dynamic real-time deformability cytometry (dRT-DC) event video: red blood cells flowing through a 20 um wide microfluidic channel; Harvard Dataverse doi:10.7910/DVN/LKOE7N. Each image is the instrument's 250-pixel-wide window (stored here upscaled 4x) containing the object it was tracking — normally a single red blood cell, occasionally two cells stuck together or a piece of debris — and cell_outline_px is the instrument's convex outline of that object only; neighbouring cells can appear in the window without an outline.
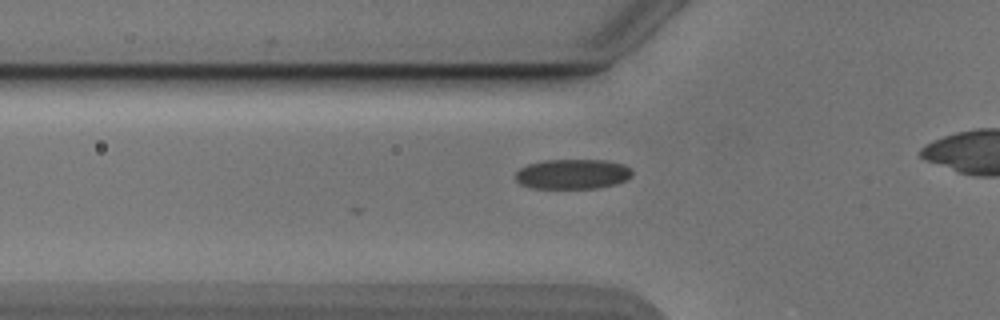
{"species": "Egyptian fruit bat (a non-hibernating species)", "species_latin": "Rousettus aegyptiacus", "temperature_condition": "cold", "stored_images_in_passage": 12, "camera_frame_rate_fps": 3000, "um_per_image_px": 0.085, "animal": {"sex": "male"}, "frame": {"image": 1, "passage_image": 4, "time_ms": 1.0, "image_size_px": [1000, 320], "cell_outline_px": [[632, 176], [616, 184], [596, 188], [532, 188], [520, 184], [516, 180], [516, 172], [520, 168], [528, 164], [544, 160], [608, 160], [624, 164], [632, 168]], "centroid_in_image_um": [48.68, 14.79], "position_along_channel_um": 77.1, "area_um2": 20.46}}
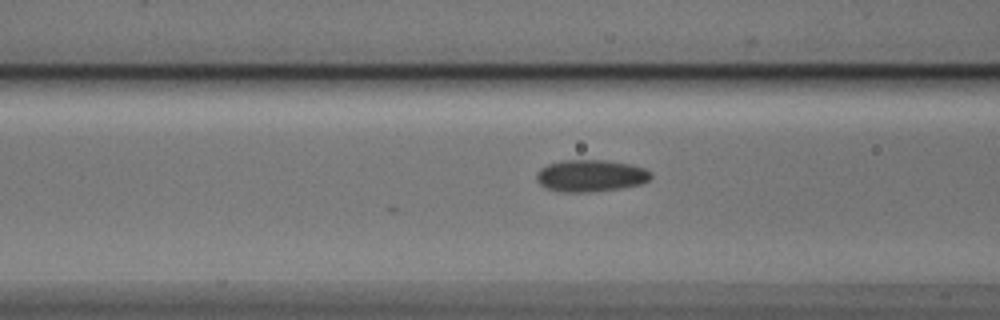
{"frame": {"image": 2, "passage_image": 7, "time_ms": 2.0, "image_size_px": [1000, 320], "cell_outline_px": [[652, 176], [648, 180], [640, 184], [620, 188], [588, 192], [564, 192], [548, 188], [540, 184], [536, 180], [536, 172], [540, 168], [548, 164], [560, 160], [604, 160], [632, 164], [644, 168], [652, 172]], "centroid_in_image_um": [50.2, 14.92], "position_along_channel_um": 116.4, "area_um2": 21.33}}
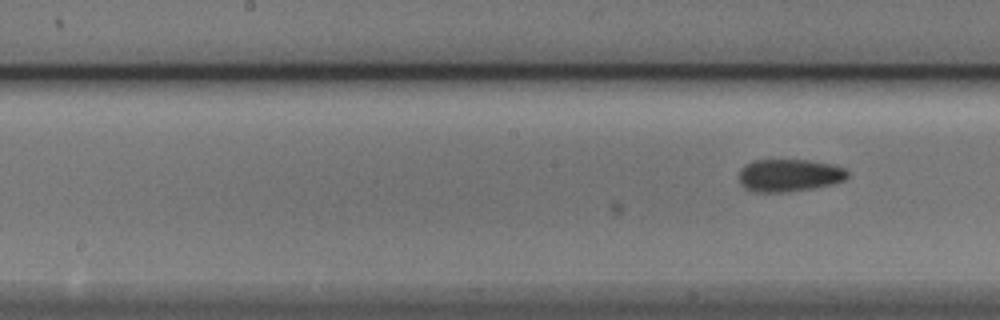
{"frame": {"image": 3, "passage_image": 12, "time_ms": 3.667, "image_size_px": [1000, 320], "cell_outline_px": [[848, 176], [844, 180], [832, 184], [812, 188], [788, 192], [756, 192], [744, 188], [740, 184], [740, 172], [744, 164], [756, 160], [808, 160], [832, 164], [844, 168], [848, 172]], "centroid_in_image_um": [67.08, 14.9], "position_along_channel_um": 181.1, "area_um2": 20.58}}